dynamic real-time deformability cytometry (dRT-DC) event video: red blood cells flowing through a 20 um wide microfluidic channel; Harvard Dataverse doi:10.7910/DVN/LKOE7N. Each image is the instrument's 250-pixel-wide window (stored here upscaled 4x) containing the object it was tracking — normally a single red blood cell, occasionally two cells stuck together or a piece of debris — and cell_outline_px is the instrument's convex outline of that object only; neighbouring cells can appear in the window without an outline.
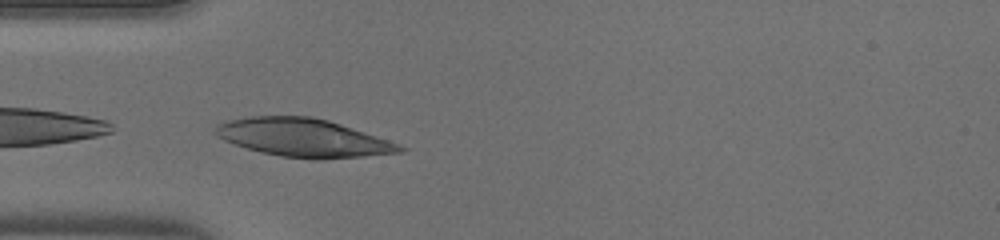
{"species": "human", "species_latin": "Homo sapiens", "temperature_condition": "warm", "stored_images_in_passage": 33, "camera_frame_rate_fps": 3000, "um_per_image_px": 0.085, "donor": {"sex": "male"}, "frame": {"image": 1, "passage_image": 1, "time_ms": 0.0, "image_size_px": [1000, 240], "cell_outline_px": [[408, 148], [404, 152], [364, 156], [320, 160], [312, 160], [280, 156], [260, 152], [224, 140], [216, 136], [212, 132], [216, 124], [228, 120], [248, 116], [312, 116], [328, 120], [400, 144]], "centroid_in_image_um": [25.76, 11.71], "position_along_channel_um": 59.2, "area_um2": 41.21}}
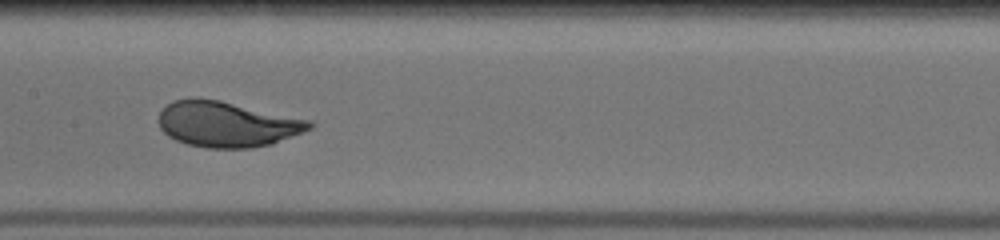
{"frame": {"image": 2, "passage_image": 10, "time_ms": 3.0, "image_size_px": [1000, 240], "cell_outline_px": [[316, 124], [312, 128], [272, 144], [252, 148], [208, 148], [188, 144], [176, 140], [168, 136], [160, 128], [160, 112], [172, 100], [192, 96], [196, 96], [220, 100], [312, 120]], "centroid_in_image_um": [19.3, 10.53], "position_along_channel_um": 188.1, "area_um2": 40.34}}
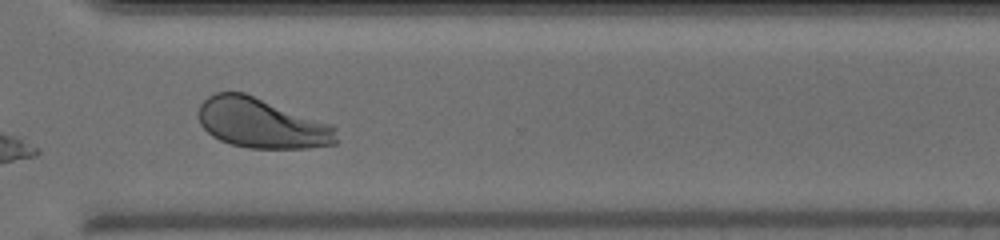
{"frame": {"image": 3, "passage_image": 21, "time_ms": 6.667, "image_size_px": [1000, 240], "cell_outline_px": [[336, 144], [308, 148], [248, 148], [232, 144], [220, 140], [212, 136], [200, 124], [200, 104], [208, 96], [216, 92], [244, 92], [332, 124], [336, 128]], "centroid_in_image_um": [22.25, 10.47], "position_along_channel_um": 348.3, "area_um2": 40.0}}